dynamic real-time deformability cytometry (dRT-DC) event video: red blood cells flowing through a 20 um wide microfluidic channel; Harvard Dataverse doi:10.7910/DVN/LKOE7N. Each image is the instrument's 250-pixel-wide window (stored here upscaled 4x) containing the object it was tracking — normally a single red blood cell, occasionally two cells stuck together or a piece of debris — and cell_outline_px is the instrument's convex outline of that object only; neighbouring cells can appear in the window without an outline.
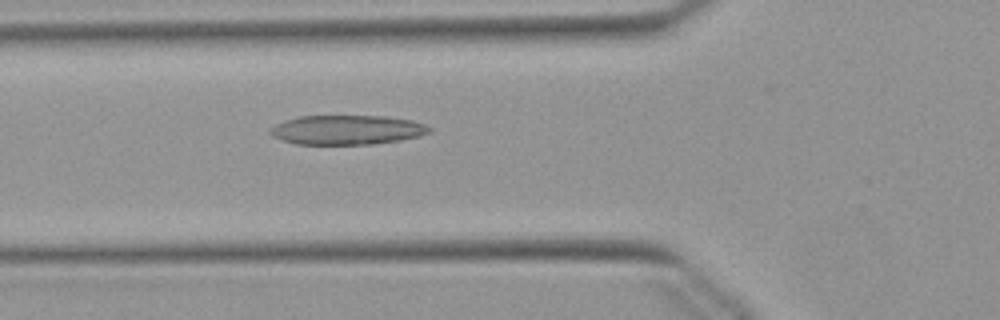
{"species": "Egyptian fruit bat (a non-hibernating species)", "species_latin": "Rousettus aegyptiacus", "temperature_condition": "warm", "stored_images_in_passage": 40, "camera_frame_rate_fps": 3000, "um_per_image_px": 0.085, "animal": {"sex": "female"}, "frame": {"image": 1, "passage_image": 6, "time_ms": 1.667, "image_size_px": [1000, 320], "cell_outline_px": [[432, 132], [420, 136], [400, 140], [372, 144], [296, 144], [272, 136], [268, 132], [276, 124], [284, 120], [300, 116], [384, 116], [412, 120], [424, 124], [432, 128]], "centroid_in_image_um": [29.52, 11.04], "position_along_channel_um": 96.3, "area_um2": 27.28}}
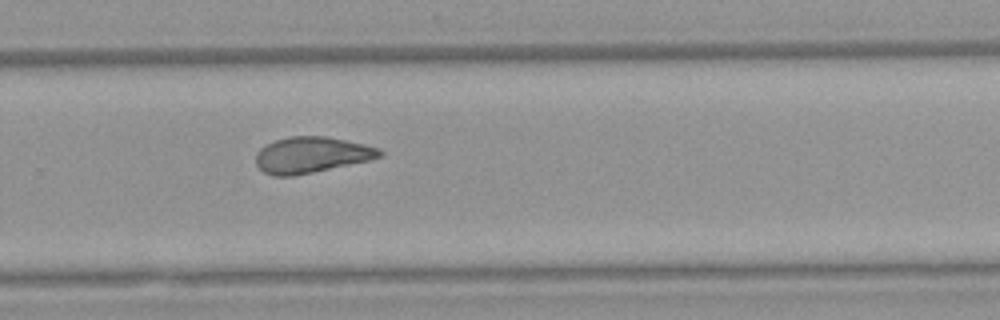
{"frame": {"image": 2, "passage_image": 22, "time_ms": 7.0, "image_size_px": [1000, 320], "cell_outline_px": [[384, 156], [368, 160], [312, 172], [292, 176], [272, 176], [264, 172], [256, 164], [256, 152], [264, 144], [276, 140], [292, 136], [324, 136], [364, 144], [380, 148], [384, 152]], "centroid_in_image_um": [26.46, 13.16], "position_along_channel_um": 303.3, "area_um2": 25.84}}
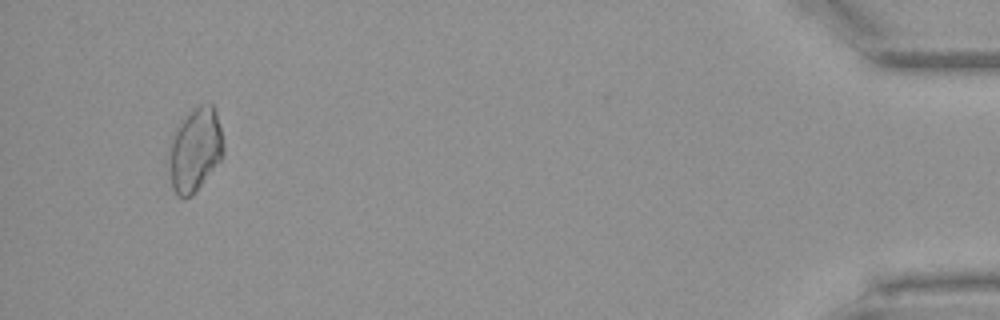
{"frame": {"image": 3, "passage_image": 37, "time_ms": 12.0, "image_size_px": [1000, 320], "cell_outline_px": [[224, 156], [196, 192], [192, 196], [184, 200], [176, 196], [172, 188], [164, 160], [168, 144], [172, 132], [200, 104], [212, 104], [216, 112], [224, 144]], "centroid_in_image_um": [16.51, 12.84], "position_along_channel_um": 418.7, "area_um2": 27.51}, "authors_computed_cell_mechanics": {"area_um2": 25.8366, "velocity_mm_per_s": 3.8824, "shape_relaxation_time_tau1_ms": null, "shape_relaxation_time_tau2_ms": 2.0195, "deformation_change_tau1": null, "deformation_change_tau2": 0.0831}}